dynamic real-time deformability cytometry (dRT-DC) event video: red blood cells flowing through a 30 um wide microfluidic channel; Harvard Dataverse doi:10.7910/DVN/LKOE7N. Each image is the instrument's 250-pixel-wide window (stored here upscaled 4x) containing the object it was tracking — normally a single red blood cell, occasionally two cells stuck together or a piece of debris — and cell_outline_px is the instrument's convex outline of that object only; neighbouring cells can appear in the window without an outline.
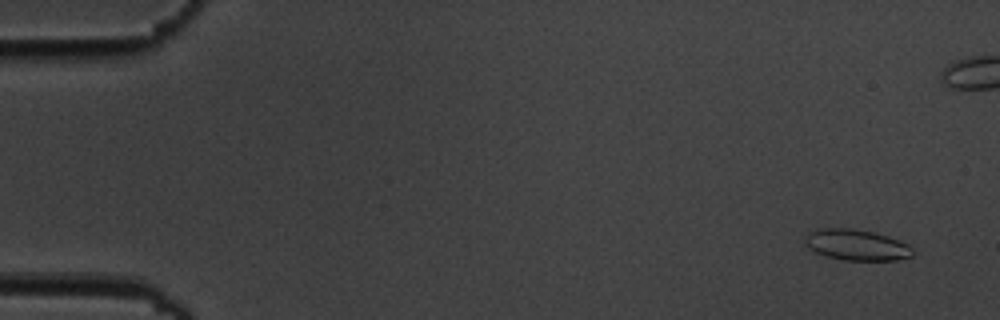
{"species": "common noctule bat (a hibernating species)", "species_latin": "Nyctalus noctula", "temperature_condition": "cold", "stored_images_in_passage": 4, "camera_frame_rate_fps": 3000, "um_per_image_px": 0.085, "animal": {"sex": "male", "body_mass_g": 19.5, "forearm_length_mm": 54.6}, "frame": {"image": 1, "passage_image": 1, "time_ms": 0.0, "image_size_px": [1000, 320], "cell_outline_px": [[912, 256], [896, 260], [844, 260], [824, 256], [816, 252], [804, 244], [804, 236], [808, 232], [816, 228], [852, 228], [872, 232], [888, 236], [900, 240], [908, 244], [912, 248]], "centroid_in_image_um": [72.76, 20.81], "position_along_channel_um": 12.2, "area_um2": 19.59}}